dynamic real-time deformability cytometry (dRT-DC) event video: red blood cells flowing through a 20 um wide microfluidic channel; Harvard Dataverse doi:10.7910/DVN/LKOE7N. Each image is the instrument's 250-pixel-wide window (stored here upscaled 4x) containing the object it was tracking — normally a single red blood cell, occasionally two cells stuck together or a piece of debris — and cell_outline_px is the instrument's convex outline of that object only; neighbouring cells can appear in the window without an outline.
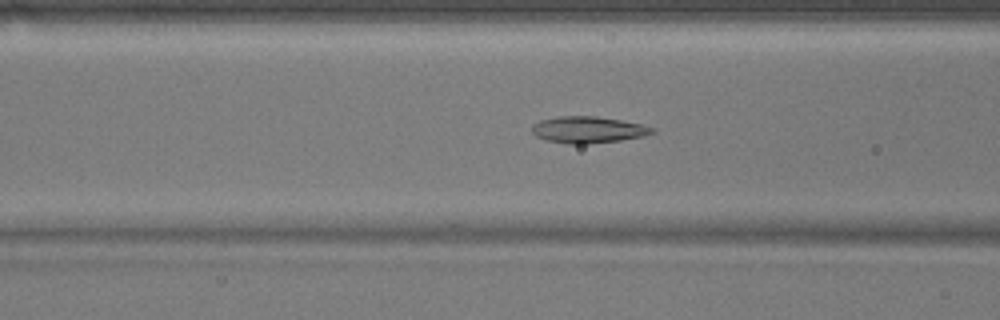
{"species": "common noctule bat (a hibernating species)", "species_latin": "Nyctalus noctula", "temperature_condition": "warm", "stored_images_in_passage": 51, "camera_frame_rate_fps": 3000, "um_per_image_px": 0.085, "animal": {"sex": "male", "body_mass_g": 17.9}, "frame": {"image": 1, "passage_image": 19, "time_ms": 6.0, "image_size_px": [1000, 320], "cell_outline_px": [[656, 132], [644, 136], [620, 140], [588, 144], [568, 144], [548, 140], [536, 136], [532, 132], [532, 124], [540, 120], [560, 116], [596, 116], [620, 120], [640, 124], [656, 128]], "centroid_in_image_um": [50.0, 11.03], "position_along_channel_um": 116.6, "area_um2": 18.61}}
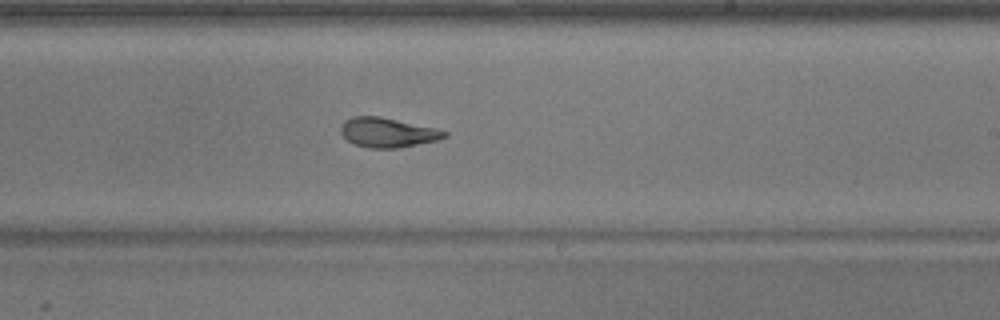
{"frame": {"image": 2, "passage_image": 30, "time_ms": 9.667, "image_size_px": [1000, 320], "cell_outline_px": [[448, 136], [436, 140], [396, 148], [368, 148], [356, 144], [348, 140], [340, 132], [340, 128], [344, 120], [352, 116], [380, 116], [436, 128], [448, 132]], "centroid_in_image_um": [32.93, 11.25], "position_along_channel_um": 256.1, "area_um2": 17.74}}
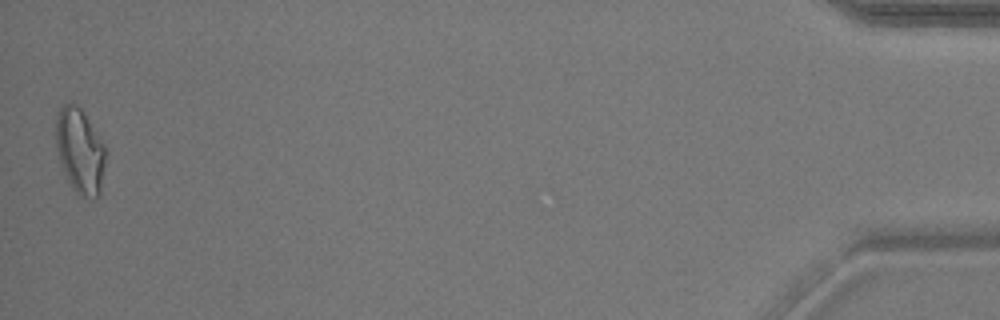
{"frame": {"image": 3, "passage_image": 51, "time_ms": 16.667, "image_size_px": [1000, 320], "cell_outline_px": [[104, 164], [100, 192], [92, 200], [80, 196], [76, 192], [68, 180], [64, 172], [56, 148], [56, 120], [60, 108], [64, 104], [72, 100], [84, 112], [104, 144]], "centroid_in_image_um": [6.78, 12.8], "position_along_channel_um": 428.4, "area_um2": 24.39}, "authors_computed_cell_mechanics": {"area_um2": 19.0162, "velocity_mm_per_s": 3.8005, "shape_relaxation_time_tau1_ms": 6.3596, "shape_relaxation_time_tau2_ms": 1.7636, "deformation_change_tau1": 0.2013, "deformation_change_tau2": 0.0817}}